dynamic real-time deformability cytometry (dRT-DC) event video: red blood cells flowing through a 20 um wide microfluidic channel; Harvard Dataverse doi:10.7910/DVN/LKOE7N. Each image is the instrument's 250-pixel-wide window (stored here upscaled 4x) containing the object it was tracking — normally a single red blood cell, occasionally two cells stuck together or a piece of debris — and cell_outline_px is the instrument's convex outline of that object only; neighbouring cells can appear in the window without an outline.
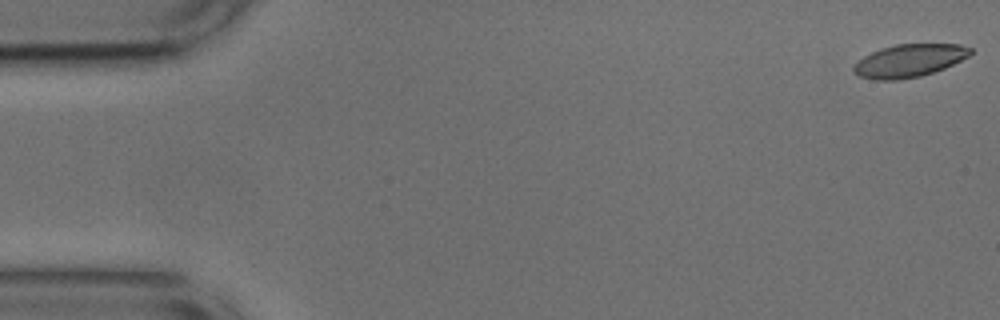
{"species": "common noctule bat (a hibernating species)", "species_latin": "Nyctalus noctula", "temperature_condition": "cold", "stored_images_in_passage": 53, "camera_frame_rate_fps": 3000, "um_per_image_px": 0.085, "animal": {"sex": "male", "body_mass_g": 17.9, "forearm_length_mm": 54.2}, "frame": {"image": 1, "passage_image": 1, "time_ms": 0.0, "image_size_px": [1000, 320], "cell_outline_px": [[972, 52], [968, 56], [944, 68], [920, 76], [896, 80], [876, 80], [860, 76], [852, 72], [852, 68], [864, 56], [880, 48], [896, 44], [960, 44], [972, 48]], "centroid_in_image_um": [77.27, 5.15], "position_along_channel_um": 7.7, "area_um2": 22.14}}
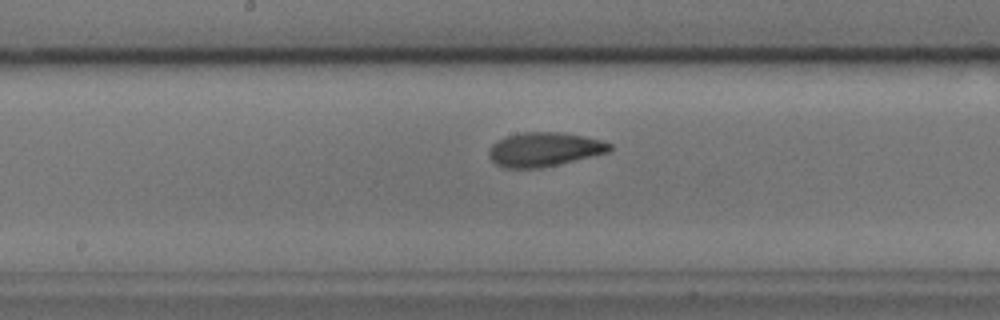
{"frame": {"image": 2, "passage_image": 27, "time_ms": 8.667, "image_size_px": [1000, 320], "cell_outline_px": [[612, 148], [608, 152], [592, 156], [540, 168], [504, 168], [496, 164], [488, 156], [488, 152], [492, 144], [496, 140], [508, 136], [524, 132], [560, 132], [584, 136], [600, 140], [612, 144]], "centroid_in_image_um": [46.23, 12.7], "position_along_channel_um": 202.0, "area_um2": 23.87}}
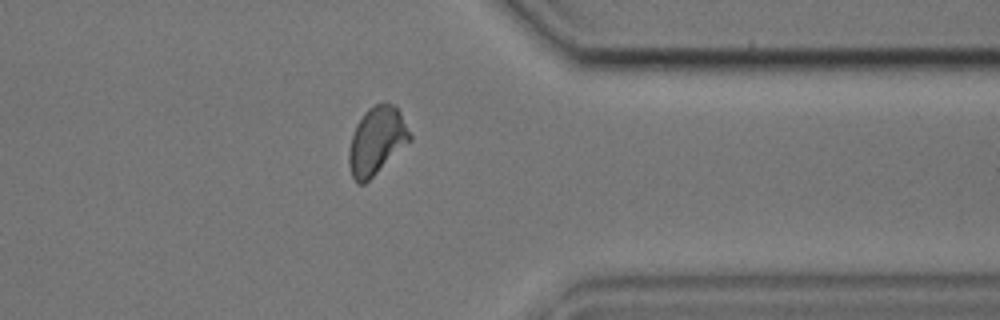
{"frame": {"image": 3, "passage_image": 42, "time_ms": 13.667, "image_size_px": [1000, 320], "cell_outline_px": [[412, 140], [364, 184], [356, 184], [352, 176], [348, 164], [348, 152], [352, 136], [356, 124], [364, 112], [368, 108], [376, 104], [392, 104], [400, 112], [412, 136]], "centroid_in_image_um": [32.0, 11.98], "position_along_channel_um": 379.4, "area_um2": 23.87}, "authors_computed_cell_mechanics": {"area_um2": 23.5824, "velocity_mm_per_s": 3.7333, "shape_relaxation_time_tau1_ms": 3.6373, "shape_relaxation_time_tau2_ms": 1.723, "deformation_change_tau1": 0.1165, "deformation_change_tau2": 0.0756}}